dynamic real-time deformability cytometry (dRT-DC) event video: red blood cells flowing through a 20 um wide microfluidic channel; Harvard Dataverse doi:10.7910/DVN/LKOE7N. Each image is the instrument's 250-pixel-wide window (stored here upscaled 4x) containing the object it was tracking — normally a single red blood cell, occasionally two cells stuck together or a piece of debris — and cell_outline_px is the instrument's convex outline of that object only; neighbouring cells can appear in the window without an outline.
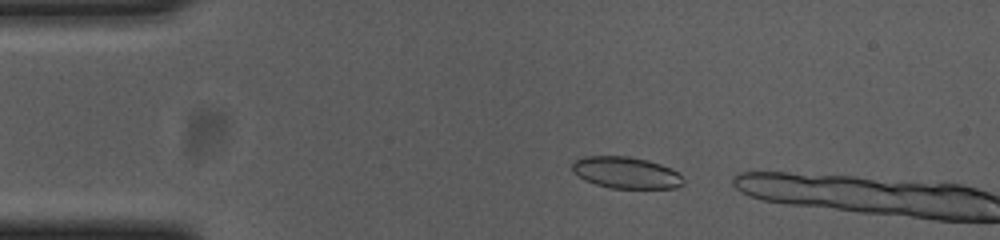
{"species": "common noctule bat (a hibernating species)", "species_latin": "Nyctalus noctula", "temperature_condition": "cold", "stored_images_in_passage": 7, "camera_frame_rate_fps": 3000, "um_per_image_px": 0.085, "animal": {"sex": "female", "body_mass_g": 23.0, "forearm_length_mm": 53.4}, "frame": {"image": 1, "passage_image": 5, "time_ms": 1.333, "image_size_px": [1000, 240], "cell_outline_px": [[684, 184], [676, 188], [612, 188], [596, 184], [584, 180], [572, 172], [572, 164], [576, 160], [584, 156], [628, 156], [648, 160], [672, 168], [684, 180]], "centroid_in_image_um": [53.2, 14.67], "position_along_channel_um": 31.8, "area_um2": 20.46}}